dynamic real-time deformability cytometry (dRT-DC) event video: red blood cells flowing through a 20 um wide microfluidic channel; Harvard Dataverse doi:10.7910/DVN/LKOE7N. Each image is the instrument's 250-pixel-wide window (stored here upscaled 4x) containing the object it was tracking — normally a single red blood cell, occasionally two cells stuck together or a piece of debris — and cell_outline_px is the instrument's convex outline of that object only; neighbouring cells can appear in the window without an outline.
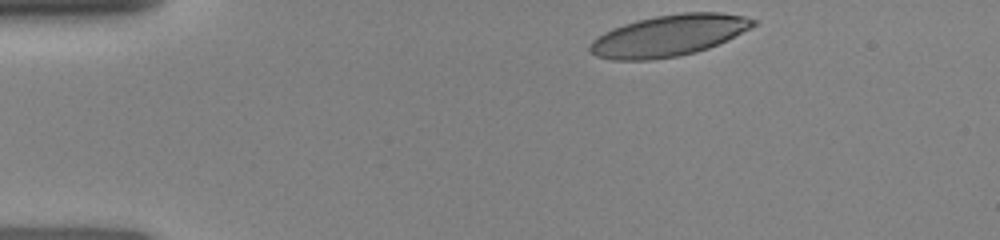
{"species": "human", "species_latin": "Homo sapiens", "temperature_condition": "room temperature", "stored_images_in_passage": 28, "camera_frame_rate_fps": 3000, "um_per_image_px": 0.085, "donor": {"sex": "female"}, "frame": {"image": 1, "passage_image": 1, "time_ms": 0.0, "image_size_px": [1000, 240], "cell_outline_px": [[756, 24], [728, 40], [708, 48], [696, 52], [676, 56], [648, 60], [612, 60], [596, 56], [588, 48], [588, 44], [592, 40], [604, 32], [612, 28], [636, 20], [656, 16], [684, 12], [720, 12], [744, 16], [756, 20]], "centroid_in_image_um": [56.82, 3.02], "position_along_channel_um": 28.2, "area_um2": 39.25}}
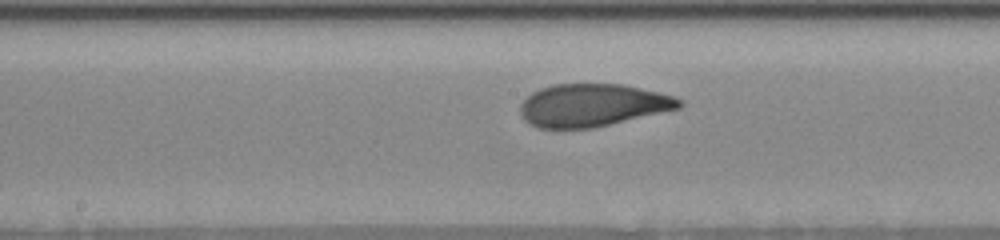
{"frame": {"image": 2, "passage_image": 16, "time_ms": 5.667, "image_size_px": [1000, 240], "cell_outline_px": [[684, 104], [680, 108], [592, 128], [536, 128], [528, 124], [524, 120], [520, 112], [520, 104], [532, 92], [540, 88], [552, 84], [624, 84], [660, 92], [684, 100]], "centroid_in_image_um": [50.35, 8.94], "position_along_channel_um": 197.8, "area_um2": 39.65}}
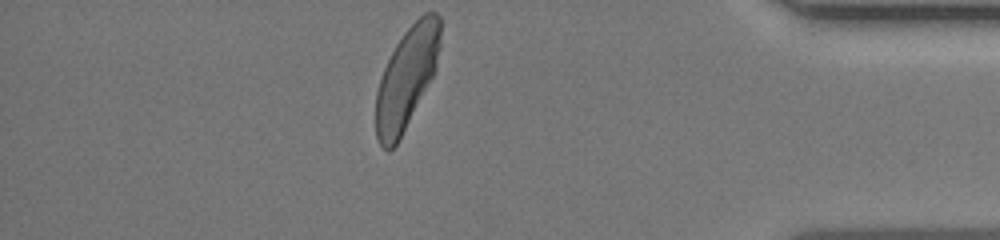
{"frame": {"image": 3, "passage_image": 28, "time_ms": 11.333, "image_size_px": [1000, 240], "cell_outline_px": [[440, 48], [436, 68], [432, 76], [396, 144], [388, 152], [380, 144], [376, 136], [376, 92], [384, 68], [396, 44], [404, 32], [424, 12], [436, 12], [440, 16]], "centroid_in_image_um": [34.56, 6.59], "position_along_channel_um": 400.6, "area_um2": 37.22}}